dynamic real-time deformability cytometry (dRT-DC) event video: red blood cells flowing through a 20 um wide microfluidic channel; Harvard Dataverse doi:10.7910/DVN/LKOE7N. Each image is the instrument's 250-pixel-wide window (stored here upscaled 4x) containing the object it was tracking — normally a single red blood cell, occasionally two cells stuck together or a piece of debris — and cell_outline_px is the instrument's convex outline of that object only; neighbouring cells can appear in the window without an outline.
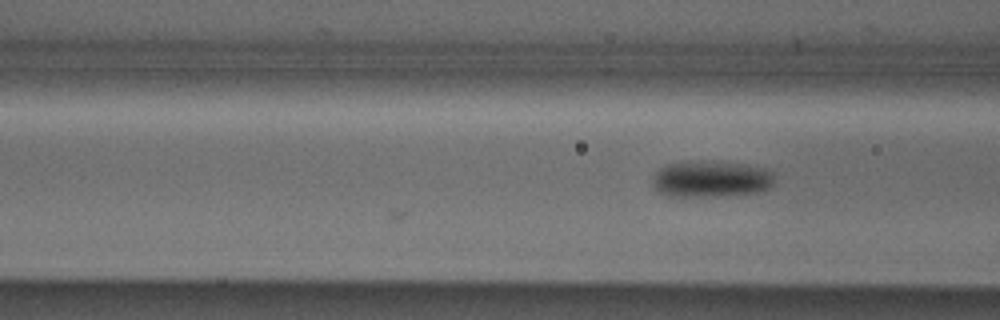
{"species": "Egyptian fruit bat (a non-hibernating species)", "species_latin": "Rousettus aegyptiacus", "temperature_condition": "cold", "stored_images_in_passage": 4, "camera_frame_rate_fps": 3000, "um_per_image_px": 0.085, "animal": {"sex": "male"}, "frame": {"image": 1, "passage_image": 4, "time_ms": 1.0, "image_size_px": [1000, 320], "cell_outline_px": [[772, 184], [768, 188], [760, 192], [720, 196], [676, 196], [660, 192], [652, 184], [652, 180], [656, 172], [660, 168], [668, 164], [688, 160], [744, 164], [764, 168], [772, 172]], "centroid_in_image_um": [60.43, 15.21], "position_along_channel_um": 106.2, "area_um2": 25.66}}